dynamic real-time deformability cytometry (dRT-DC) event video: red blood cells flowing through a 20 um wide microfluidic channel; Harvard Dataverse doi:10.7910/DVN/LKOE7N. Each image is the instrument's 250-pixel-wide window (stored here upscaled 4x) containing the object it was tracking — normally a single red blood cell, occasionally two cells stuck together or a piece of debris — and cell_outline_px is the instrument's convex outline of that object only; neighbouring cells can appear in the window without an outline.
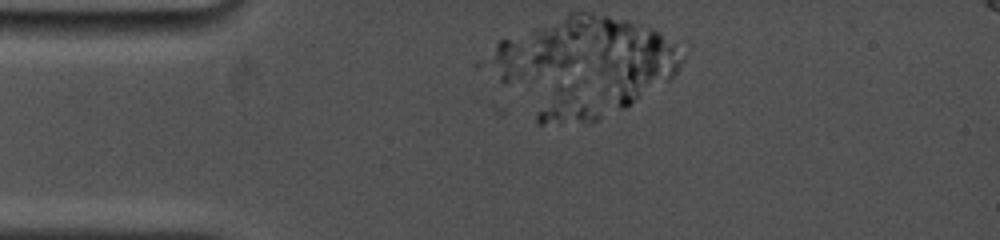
{"species": "common noctule bat (a hibernating species)", "species_latin": "Nyctalus noctula", "temperature_condition": "cold", "stored_images_in_passage": 6, "camera_frame_rate_fps": 5000, "um_per_image_px": 0.085, "animal": {"sex": "female", "body_mass_g": 19.0, "forearm_length_mm": 53.3}, "frame": {"image": 1, "passage_image": 5, "time_ms": 4.6, "image_size_px": [1000, 240], "cell_outline_px": [[600, 116], [596, 120], [544, 124], [540, 124], [536, 120], [536, 116], [556, 84], [576, 84], [592, 104]], "centroid_in_image_um": [48.16, 9.04], "position_along_channel_um": 36.8, "area_um2": 12.54}}